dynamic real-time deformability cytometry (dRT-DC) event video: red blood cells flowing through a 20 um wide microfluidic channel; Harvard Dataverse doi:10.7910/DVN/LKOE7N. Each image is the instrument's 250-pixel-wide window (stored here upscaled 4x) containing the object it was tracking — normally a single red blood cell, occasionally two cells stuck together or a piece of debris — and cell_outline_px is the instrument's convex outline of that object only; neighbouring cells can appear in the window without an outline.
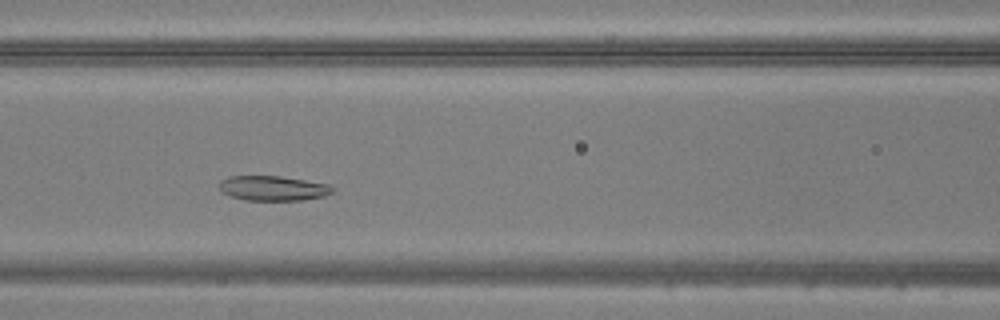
{"species": "common noctule bat (a hibernating species)", "species_latin": "Nyctalus noctula", "temperature_condition": "warm", "stored_images_in_passage": 43, "camera_frame_rate_fps": 3000, "um_per_image_px": 0.085, "animal": {"sex": "male", "body_mass_g": 20.5, "forearm_length_mm": 52.5}, "frame": {"image": 1, "passage_image": 15, "time_ms": 4.667, "image_size_px": [1000, 320], "cell_outline_px": [[332, 192], [324, 196], [304, 200], [244, 200], [220, 192], [220, 180], [228, 176], [280, 176], [328, 184], [332, 188]], "centroid_in_image_um": [23.17, 16.0], "position_along_channel_um": 143.4, "area_um2": 16.3}}
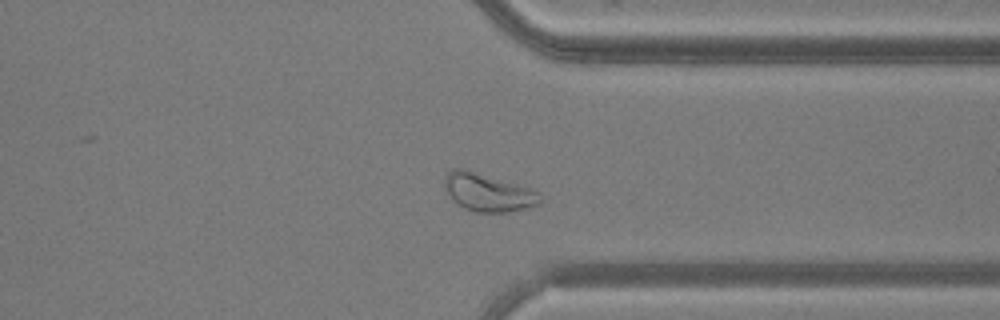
{"frame": {"image": 2, "passage_image": 32, "time_ms": 10.333, "image_size_px": [1000, 320], "cell_outline_px": [[544, 200], [540, 204], [508, 212], [476, 212], [464, 208], [452, 200], [444, 184], [444, 180], [448, 172], [452, 168], [464, 168], [516, 184], [540, 192]], "centroid_in_image_um": [41.49, 16.36], "position_along_channel_um": 369.9, "area_um2": 20.98}}
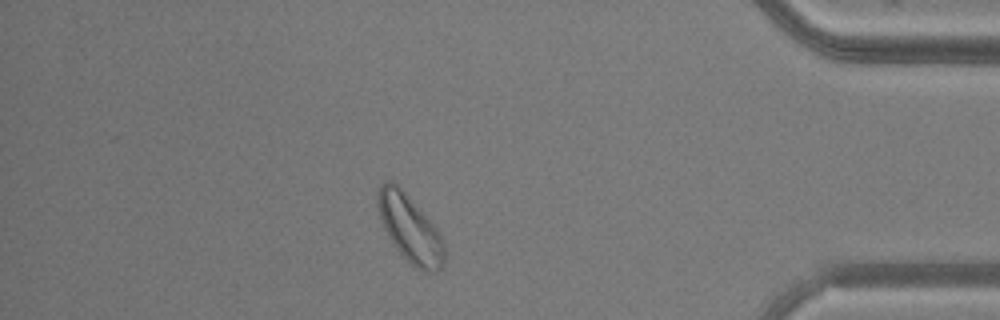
{"frame": {"image": 3, "passage_image": 37, "time_ms": 12.0, "image_size_px": [1000, 320], "cell_outline_px": [[444, 264], [436, 272], [420, 272], [392, 244], [380, 220], [376, 200], [376, 192], [380, 184], [384, 180], [392, 180], [400, 184], [436, 228], [444, 244]], "centroid_in_image_um": [34.8, 19.37], "position_along_channel_um": 400.4, "area_um2": 26.47}}